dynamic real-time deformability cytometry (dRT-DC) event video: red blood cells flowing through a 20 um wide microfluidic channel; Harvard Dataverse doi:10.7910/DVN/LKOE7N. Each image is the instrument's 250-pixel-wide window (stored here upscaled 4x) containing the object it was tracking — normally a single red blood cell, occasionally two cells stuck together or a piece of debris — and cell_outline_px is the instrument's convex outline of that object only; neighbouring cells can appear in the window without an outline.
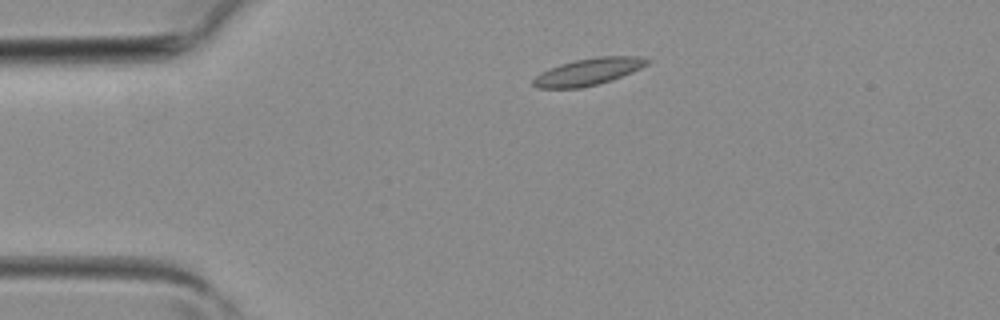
{"species": "common noctule bat (a hibernating species)", "species_latin": "Nyctalus noctula", "temperature_condition": "room temperature", "stored_images_in_passage": 4, "camera_frame_rate_fps": 3000, "um_per_image_px": 0.085, "animal": {"sex": "female", "body_mass_g": 19.3, "forearm_length_mm": 54.1}, "frame": {"image": 1, "passage_image": 2, "time_ms": 0.333, "image_size_px": [1000, 320], "cell_outline_px": [[652, 60], [648, 64], [632, 72], [612, 80], [580, 88], [536, 88], [532, 84], [532, 80], [540, 72], [560, 64], [576, 60], [596, 56], [644, 56]], "centroid_in_image_um": [50.03, 6.09], "position_along_channel_um": 35.0, "area_um2": 17.98}}
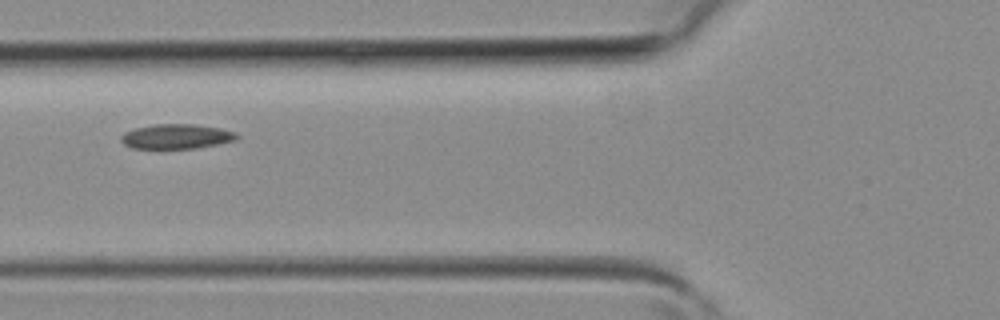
{"frame": {"image": 2, "passage_image": 4, "time_ms": 1.0, "image_size_px": [1000, 320], "cell_outline_px": [[240, 136], [236, 140], [196, 148], [132, 148], [124, 144], [120, 140], [120, 136], [124, 132], [136, 128], [152, 124], [192, 124], [220, 128], [236, 132]], "centroid_in_image_um": [14.99, 11.59], "position_along_channel_um": 110.8, "area_um2": 16.65}}